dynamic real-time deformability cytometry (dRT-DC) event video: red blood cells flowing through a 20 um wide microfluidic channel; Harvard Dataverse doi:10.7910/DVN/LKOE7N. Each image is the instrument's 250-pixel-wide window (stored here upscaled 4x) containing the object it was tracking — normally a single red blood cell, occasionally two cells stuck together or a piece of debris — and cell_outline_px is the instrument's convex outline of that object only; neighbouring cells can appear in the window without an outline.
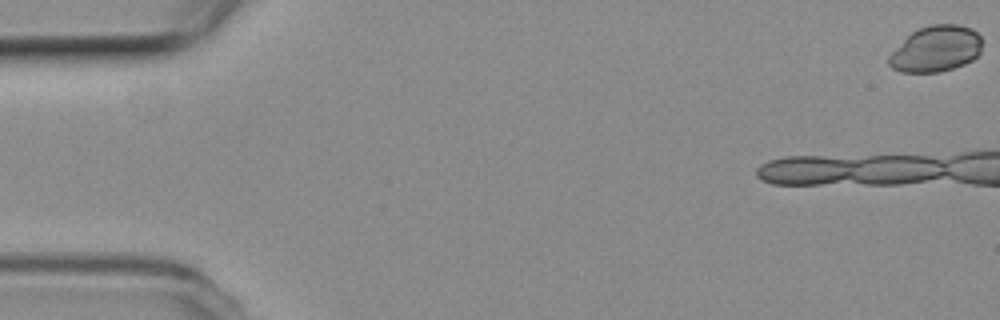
{"species": "common noctule bat (a hibernating species)", "species_latin": "Nyctalus noctula", "temperature_condition": "room temperature", "stored_images_in_passage": 38, "camera_frame_rate_fps": 3000, "um_per_image_px": 0.085, "animal": {"sex": "female", "body_mass_g": 19.3, "forearm_length_mm": 54.1}, "frame": {"image": 1, "passage_image": 1, "time_ms": 0.0, "image_size_px": [1000, 320], "cell_outline_px": [[980, 52], [972, 60], [964, 64], [940, 72], [900, 72], [892, 68], [888, 64], [888, 56], [912, 32], [920, 28], [932, 24], [956, 24], [972, 28], [980, 36]], "centroid_in_image_um": [79.54, 4.16], "position_along_channel_um": 5.5, "area_um2": 24.74}}
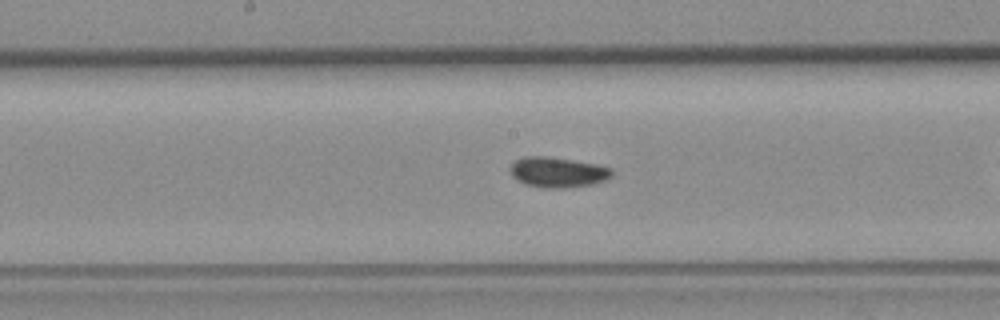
{"frame": {"image": 2, "passage_image": 23, "time_ms": 7.333, "image_size_px": [1000, 320], "cell_outline_px": [[612, 176], [608, 180], [592, 184], [564, 188], [544, 188], [524, 184], [516, 180], [512, 176], [508, 168], [516, 160], [524, 156], [548, 156], [596, 164], [612, 168]], "centroid_in_image_um": [47.39, 14.64], "position_along_channel_um": 200.8, "area_um2": 18.15}}
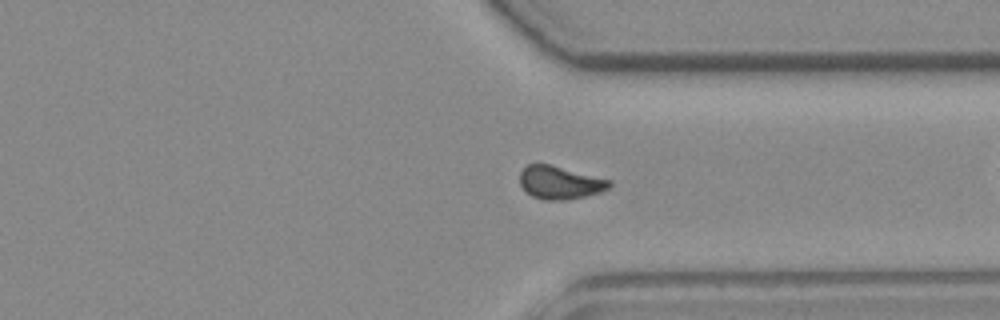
{"frame": {"image": 3, "passage_image": 36, "time_ms": 11.667, "image_size_px": [1000, 320], "cell_outline_px": [[612, 184], [608, 188], [600, 192], [584, 196], [564, 200], [544, 200], [532, 196], [520, 184], [520, 172], [528, 164], [548, 164], [612, 180]], "centroid_in_image_um": [47.6, 15.52], "position_along_channel_um": 363.8, "area_um2": 16.99}}